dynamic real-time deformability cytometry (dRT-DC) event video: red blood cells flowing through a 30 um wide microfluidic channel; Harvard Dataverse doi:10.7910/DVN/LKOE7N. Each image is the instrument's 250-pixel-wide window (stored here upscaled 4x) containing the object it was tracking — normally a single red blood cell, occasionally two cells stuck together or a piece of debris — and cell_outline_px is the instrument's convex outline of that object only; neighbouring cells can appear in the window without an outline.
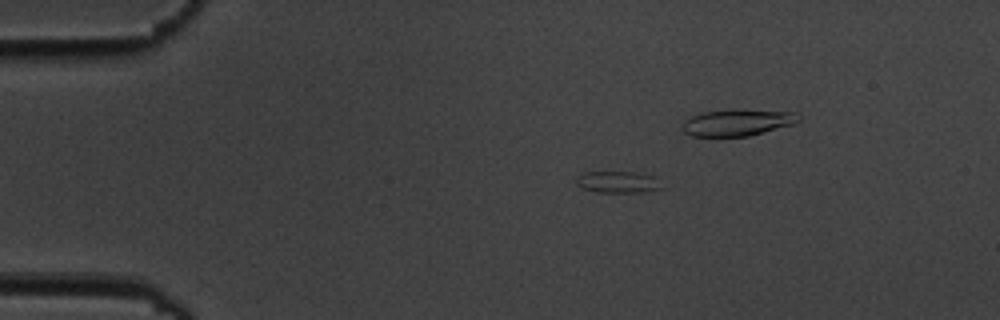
{"species": "common noctule bat (a hibernating species)", "species_latin": "Nyctalus noctula", "temperature_condition": "cold", "stored_images_in_passage": 10, "camera_frame_rate_fps": 3000, "um_per_image_px": 0.085, "animal": {"sex": "male", "body_mass_g": 19.5, "forearm_length_mm": 54.6}, "frame": {"image": 1, "passage_image": 1, "time_ms": 0.0, "image_size_px": [1000, 320], "cell_outline_px": [[668, 188], [644, 192], [596, 192], [584, 188], [576, 184], [576, 176], [580, 172], [636, 172], [656, 176]], "centroid_in_image_um": [52.62, 15.47], "position_along_channel_um": 32.4, "area_um2": 11.21}}
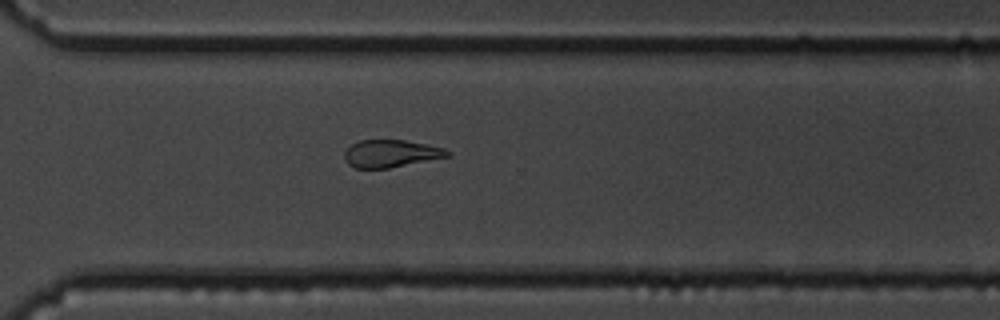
{"frame": {"image": 2, "passage_image": 10, "time_ms": 11.333, "image_size_px": [1000, 320], "cell_outline_px": [[452, 156], [388, 168], [356, 168], [348, 164], [344, 156], [344, 152], [352, 144], [360, 140], [404, 140], [444, 148], [452, 152]], "centroid_in_image_um": [33.25, 13.05], "position_along_channel_um": 337.3, "area_um2": 16.42}}